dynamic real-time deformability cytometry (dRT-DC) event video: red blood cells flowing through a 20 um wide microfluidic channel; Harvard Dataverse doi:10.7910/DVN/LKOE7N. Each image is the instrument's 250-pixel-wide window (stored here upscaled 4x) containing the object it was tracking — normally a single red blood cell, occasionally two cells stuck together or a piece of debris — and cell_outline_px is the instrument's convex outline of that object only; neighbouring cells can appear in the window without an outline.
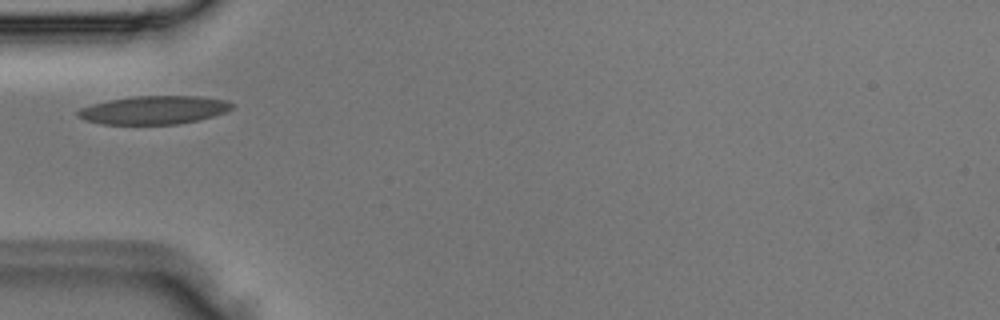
{"species": "Egyptian fruit bat (a non-hibernating species)", "species_latin": "Rousettus aegyptiacus", "temperature_condition": "room temperature", "stored_images_in_passage": 1, "camera_frame_rate_fps": 3000, "um_per_image_px": 0.085, "animal": {"sex": "male"}, "frame": {"image": 1, "passage_image": 1, "time_ms": 0.0, "image_size_px": [1000, 320], "cell_outline_px": [[236, 104], [232, 108], [224, 112], [212, 116], [180, 124], [100, 124], [84, 120], [76, 116], [76, 112], [80, 108], [92, 104], [108, 100], [136, 96], [200, 96], [228, 100]], "centroid_in_image_um": [13.07, 9.35], "position_along_channel_um": 71.9, "area_um2": 25.55}}